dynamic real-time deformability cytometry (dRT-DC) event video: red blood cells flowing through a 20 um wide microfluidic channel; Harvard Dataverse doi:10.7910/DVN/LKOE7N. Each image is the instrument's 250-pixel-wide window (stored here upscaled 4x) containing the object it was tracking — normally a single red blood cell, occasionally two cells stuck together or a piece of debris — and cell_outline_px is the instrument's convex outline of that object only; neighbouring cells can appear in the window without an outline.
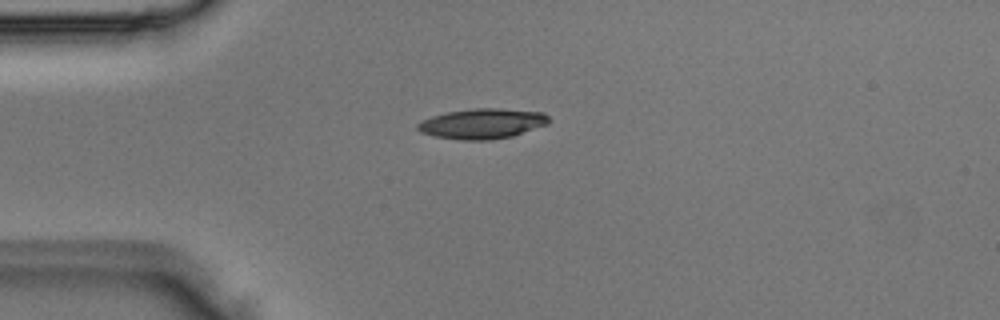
{"species": "Egyptian fruit bat (a non-hibernating species)", "species_latin": "Rousettus aegyptiacus", "temperature_condition": "room temperature", "stored_images_in_passage": 3, "camera_frame_rate_fps": 3000, "um_per_image_px": 0.085, "animal": {"sex": "male"}, "frame": {"image": 1, "passage_image": 3, "time_ms": 0.667, "image_size_px": [1000, 320], "cell_outline_px": [[548, 124], [512, 136], [488, 140], [460, 140], [436, 136], [420, 132], [416, 128], [416, 124], [432, 116], [444, 112], [476, 108], [496, 108], [544, 112], [548, 116]], "centroid_in_image_um": [40.98, 10.5], "position_along_channel_um": 44.0, "area_um2": 23.0}}